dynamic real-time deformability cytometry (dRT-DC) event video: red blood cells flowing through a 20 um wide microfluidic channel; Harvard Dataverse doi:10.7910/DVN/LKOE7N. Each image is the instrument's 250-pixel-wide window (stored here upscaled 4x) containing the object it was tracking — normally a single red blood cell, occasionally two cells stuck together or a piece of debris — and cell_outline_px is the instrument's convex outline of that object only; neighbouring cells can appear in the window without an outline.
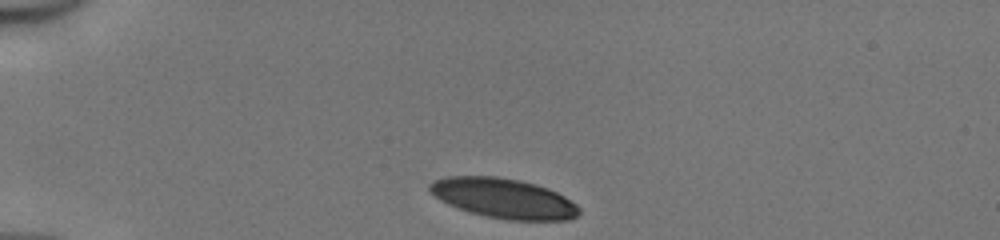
{"species": "human", "species_latin": "Homo sapiens", "temperature_condition": "cold", "stored_images_in_passage": 8, "camera_frame_rate_fps": 3000, "um_per_image_px": 0.085, "donor": {"sex": "male"}, "frame": {"image": 1, "passage_image": 1, "time_ms": 0.0, "image_size_px": [1000, 240], "cell_outline_px": [[580, 212], [576, 216], [568, 220], [508, 220], [488, 216], [472, 212], [448, 204], [440, 200], [428, 188], [428, 184], [432, 180], [448, 176], [496, 176], [520, 180], [536, 184], [548, 188], [564, 196], [576, 204], [580, 208]], "centroid_in_image_um": [42.82, 16.84], "position_along_channel_um": 42.2, "area_um2": 34.56}}
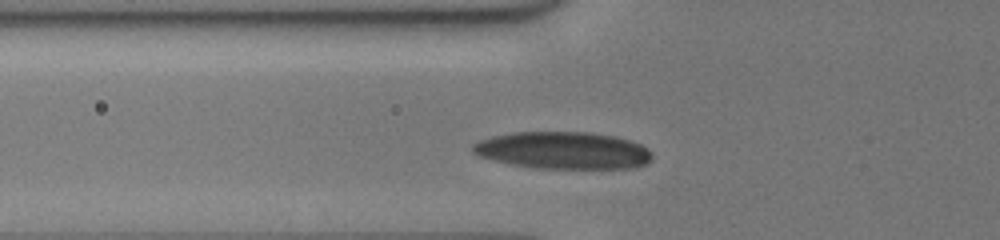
{"frame": {"image": 2, "passage_image": 7, "time_ms": 2.0, "image_size_px": [1000, 240], "cell_outline_px": [[652, 156], [648, 164], [632, 168], [536, 168], [512, 164], [492, 160], [480, 156], [472, 152], [472, 144], [480, 140], [492, 136], [512, 132], [588, 132], [616, 136], [640, 144], [648, 148], [652, 152]], "centroid_in_image_um": [47.87, 12.78], "position_along_channel_um": 77.9, "area_um2": 38.96}}